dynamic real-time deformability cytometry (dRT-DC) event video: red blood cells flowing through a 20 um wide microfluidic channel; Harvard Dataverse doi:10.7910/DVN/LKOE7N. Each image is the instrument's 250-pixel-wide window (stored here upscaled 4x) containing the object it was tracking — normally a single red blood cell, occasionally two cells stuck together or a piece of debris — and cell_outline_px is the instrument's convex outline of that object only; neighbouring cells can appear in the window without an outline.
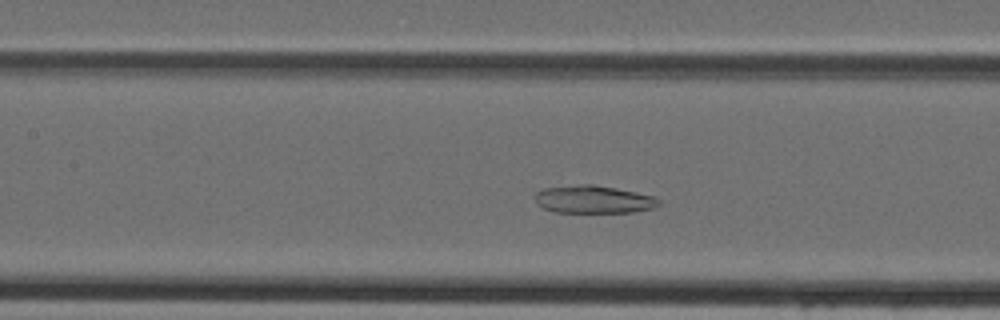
{"species": "Egyptian fruit bat (a non-hibernating species)", "species_latin": "Rousettus aegyptiacus", "temperature_condition": "cold", "stored_images_in_passage": 39, "camera_frame_rate_fps": 3000, "um_per_image_px": 0.085, "animal": {"sex": "female"}, "frame": {"image": 1, "passage_image": 14, "time_ms": 4.333, "image_size_px": [1000, 320], "cell_outline_px": [[660, 204], [652, 208], [632, 212], [556, 212], [544, 208], [536, 204], [532, 196], [536, 192], [544, 188], [576, 184], [592, 184], [616, 188], [636, 192], [652, 196], [660, 200]], "centroid_in_image_um": [50.39, 16.94], "position_along_channel_um": 157.0, "area_um2": 20.11}}
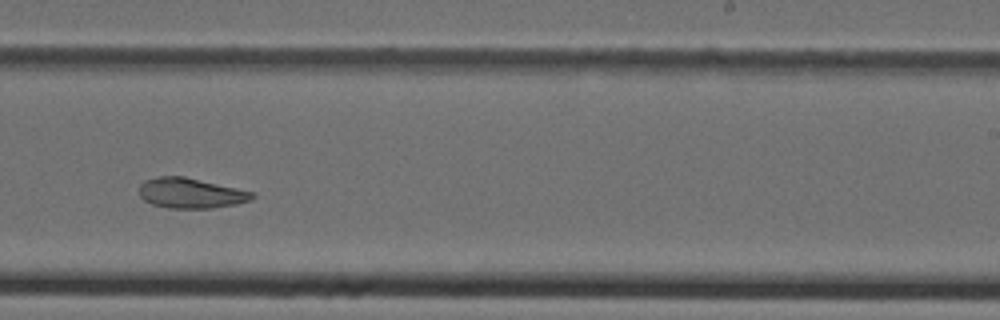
{"frame": {"image": 2, "passage_image": 22, "time_ms": 7.0, "image_size_px": [1000, 320], "cell_outline_px": [[256, 196], [252, 200], [236, 204], [212, 208], [168, 208], [152, 204], [144, 200], [140, 196], [140, 184], [144, 180], [160, 176], [184, 176], [236, 188], [252, 192]], "centroid_in_image_um": [16.2, 16.42], "position_along_channel_um": 272.8, "area_um2": 19.83}}
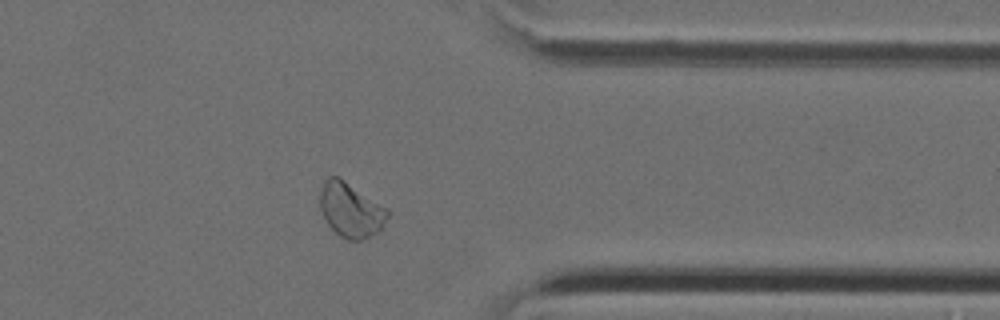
{"frame": {"image": 3, "passage_image": 30, "time_ms": 9.667, "image_size_px": [1000, 320], "cell_outline_px": [[388, 216], [380, 232], [364, 240], [348, 240], [340, 236], [328, 224], [320, 208], [320, 192], [324, 180], [328, 176], [336, 176], [344, 180], [388, 208]], "centroid_in_image_um": [29.83, 17.86], "position_along_channel_um": 381.6, "area_um2": 21.5}}